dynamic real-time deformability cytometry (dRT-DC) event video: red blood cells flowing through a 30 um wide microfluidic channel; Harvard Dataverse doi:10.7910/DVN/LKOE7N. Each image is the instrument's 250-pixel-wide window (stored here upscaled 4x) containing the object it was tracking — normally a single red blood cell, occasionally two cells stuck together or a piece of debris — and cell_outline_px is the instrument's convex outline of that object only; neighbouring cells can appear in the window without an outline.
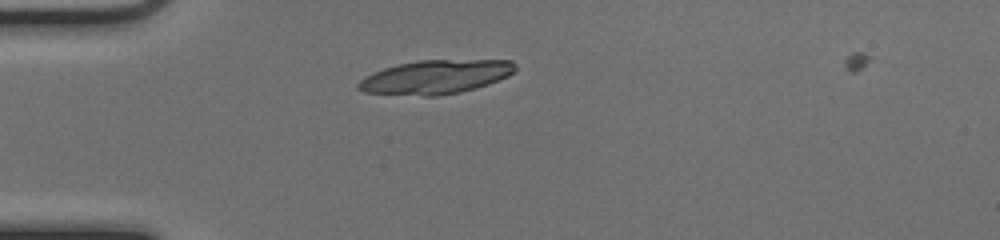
{"species": "common noctule bat (a hibernating species)", "species_latin": "Nyctalus noctula", "temperature_condition": "cold", "stored_images_in_passage": 41, "camera_frame_rate_fps": 3000, "um_per_image_px": 0.085, "animal": {"sex": "female", "body_mass_g": 17.0, "forearm_length_mm": 48.0}, "frame": {"image": 1, "passage_image": 5, "time_ms": 1.333, "image_size_px": [1000, 240], "cell_outline_px": [[516, 68], [508, 76], [488, 84], [460, 92], [436, 96], [424, 96], [364, 92], [356, 88], [356, 84], [364, 76], [372, 72], [384, 68], [416, 60], [512, 60], [516, 64]], "centroid_in_image_um": [37.0, 6.54], "position_along_channel_um": 48.0, "area_um2": 30.92}}